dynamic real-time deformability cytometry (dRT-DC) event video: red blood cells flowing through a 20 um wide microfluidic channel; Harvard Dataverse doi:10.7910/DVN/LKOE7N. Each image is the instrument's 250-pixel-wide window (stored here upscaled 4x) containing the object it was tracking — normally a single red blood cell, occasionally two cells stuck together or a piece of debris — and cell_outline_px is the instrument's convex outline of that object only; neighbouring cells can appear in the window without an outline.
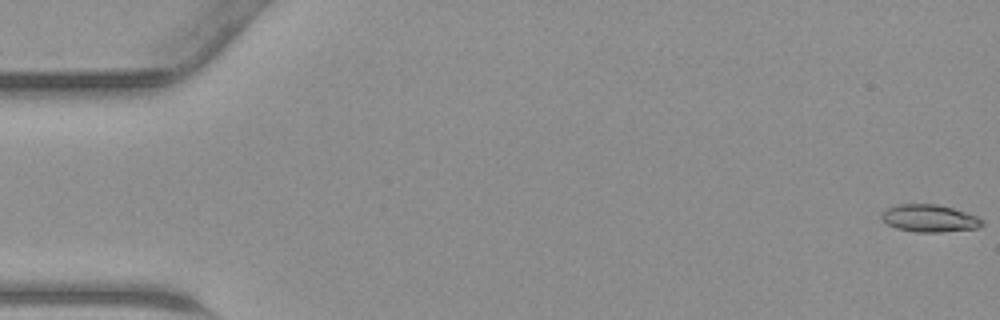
{"species": "common noctule bat (a hibernating species)", "species_latin": "Nyctalus noctula", "temperature_condition": "warm", "stored_images_in_passage": 45, "camera_frame_rate_fps": 3000, "um_per_image_px": 0.085, "animal": {"sex": "male", "body_mass_g": 23.1, "forearm_length_mm": 52.7}, "frame": {"image": 1, "passage_image": 1, "time_ms": 0.0, "image_size_px": [1000, 320], "cell_outline_px": [[984, 224], [980, 228], [940, 232], [916, 232], [896, 228], [888, 224], [880, 216], [888, 208], [900, 204], [936, 204], [952, 208], [976, 216], [984, 220]], "centroid_in_image_um": [79.04, 18.57], "position_along_channel_um": 6.0, "area_um2": 15.9}}
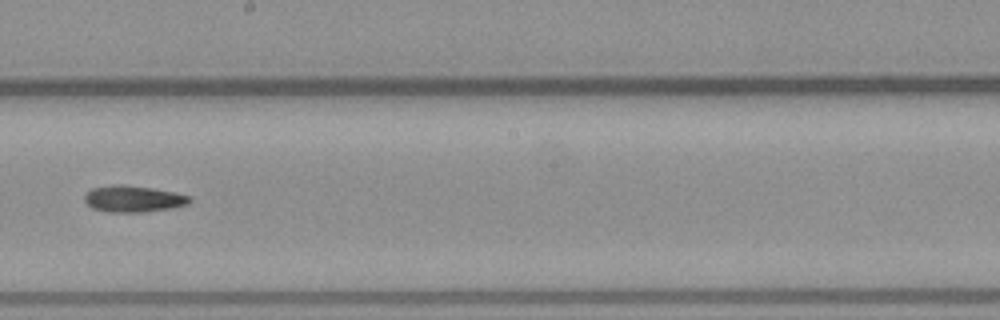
{"frame": {"image": 2, "passage_image": 26, "time_ms": 8.333, "image_size_px": [1000, 320], "cell_outline_px": [[192, 200], [188, 204], [172, 208], [144, 212], [108, 212], [92, 208], [84, 200], [84, 196], [92, 188], [112, 184], [124, 184], [152, 188], [176, 192], [192, 196]], "centroid_in_image_um": [11.36, 16.89], "position_along_channel_um": 236.8, "area_um2": 16.42}}
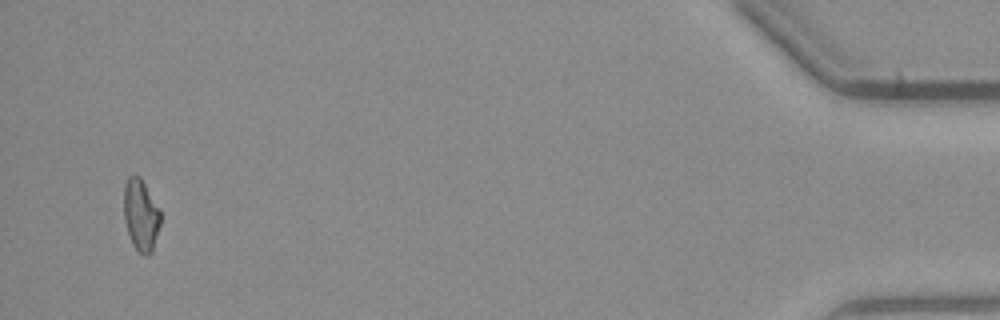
{"frame": {"image": 3, "passage_image": 44, "time_ms": 14.333, "image_size_px": [1000, 320], "cell_outline_px": [[160, 224], [152, 252], [144, 256], [132, 244], [124, 220], [124, 184], [128, 176], [140, 176], [160, 208]], "centroid_in_image_um": [11.97, 18.26], "position_along_channel_um": 423.2, "area_um2": 15.32}}